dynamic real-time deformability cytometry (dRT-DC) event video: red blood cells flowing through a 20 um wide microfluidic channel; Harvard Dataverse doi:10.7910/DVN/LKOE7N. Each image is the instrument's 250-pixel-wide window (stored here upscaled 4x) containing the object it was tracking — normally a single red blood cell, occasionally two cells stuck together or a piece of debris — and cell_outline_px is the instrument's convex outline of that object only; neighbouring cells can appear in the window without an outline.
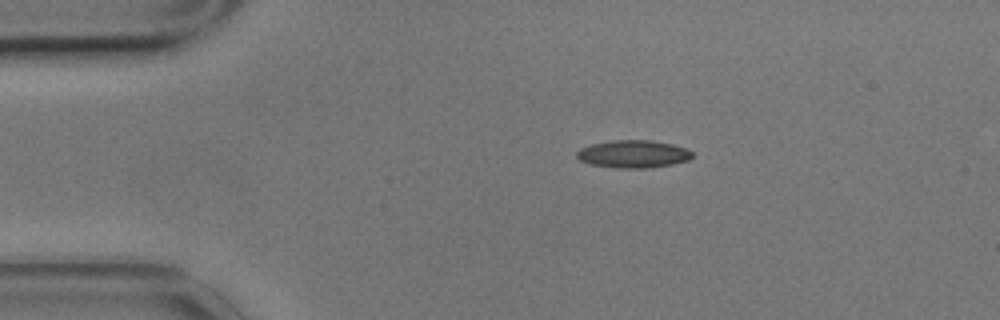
{"species": "common noctule bat (a hibernating species)", "species_latin": "Nyctalus noctula", "temperature_condition": "cold", "stored_images_in_passage": 3, "segment_of_instrument_passage": [1, 2], "camera_frame_rate_fps": 3000, "um_per_image_px": 0.085, "animal": {"sex": "male", "body_mass_g": 17.9}, "frame": {"image": 1, "passage_image": 1, "time_ms": 0.0, "image_size_px": [1000, 320], "cell_outline_px": [[692, 156], [688, 160], [672, 164], [648, 168], [616, 168], [592, 164], [580, 160], [576, 156], [576, 152], [580, 148], [592, 144], [612, 140], [652, 140], [672, 144], [688, 148], [692, 152]], "centroid_in_image_um": [53.84, 13.08], "position_along_channel_um": 31.2, "area_um2": 18.61}}